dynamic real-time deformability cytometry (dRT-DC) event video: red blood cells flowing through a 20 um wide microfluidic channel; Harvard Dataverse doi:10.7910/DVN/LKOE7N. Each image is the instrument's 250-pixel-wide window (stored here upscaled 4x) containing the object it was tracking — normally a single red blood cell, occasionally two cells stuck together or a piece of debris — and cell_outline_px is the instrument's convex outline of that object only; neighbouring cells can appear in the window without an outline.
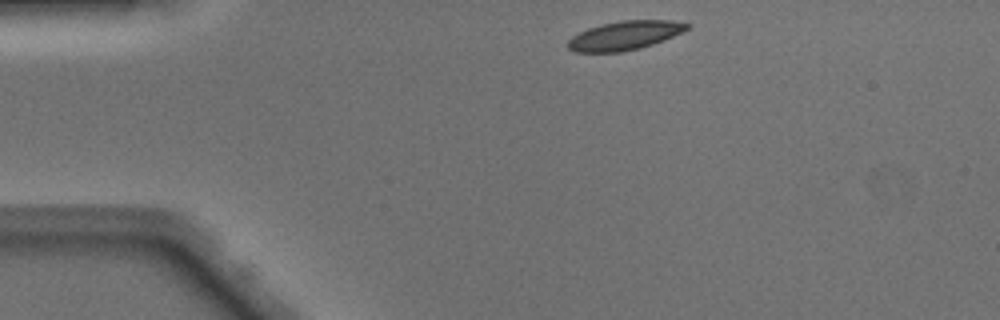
{"species": "Egyptian fruit bat (a non-hibernating species)", "species_latin": "Rousettus aegyptiacus", "temperature_condition": "warm", "stored_images_in_passage": 40, "camera_frame_rate_fps": 3000, "um_per_image_px": 0.085, "animal": {"sex": "male"}, "frame": {"image": 1, "passage_image": 1, "time_ms": 0.0, "image_size_px": [1000, 320], "cell_outline_px": [[692, 24], [688, 28], [664, 40], [640, 48], [620, 52], [576, 52], [568, 48], [568, 40], [572, 36], [588, 28], [600, 24], [620, 20], [672, 20]], "centroid_in_image_um": [53.09, 3.01], "position_along_channel_um": 31.9, "area_um2": 20.0}}
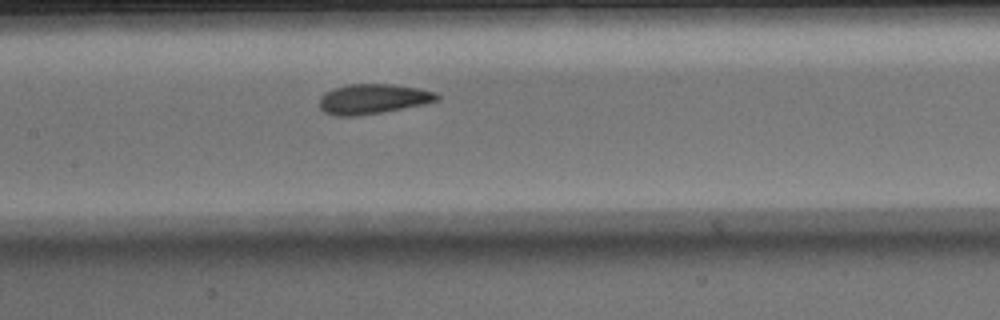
{"frame": {"image": 2, "passage_image": 15, "time_ms": 4.667, "image_size_px": [1000, 320], "cell_outline_px": [[440, 100], [424, 104], [384, 112], [352, 116], [336, 116], [324, 112], [320, 108], [320, 96], [324, 92], [332, 88], [348, 84], [392, 84], [420, 88], [436, 92], [440, 96]], "centroid_in_image_um": [31.71, 8.4], "position_along_channel_um": 175.7, "area_um2": 20.75}}
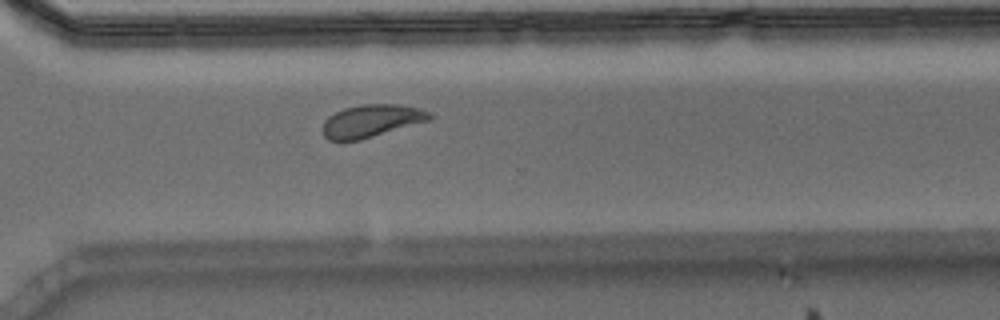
{"frame": {"image": 3, "passage_image": 27, "time_ms": 8.667, "image_size_px": [1000, 320], "cell_outline_px": [[432, 120], [360, 140], [328, 140], [324, 136], [320, 128], [324, 120], [328, 116], [344, 108], [364, 104], [400, 104], [420, 108], [428, 112], [432, 116]], "centroid_in_image_um": [31.56, 10.28], "position_along_channel_um": 339.0, "area_um2": 20.52}}